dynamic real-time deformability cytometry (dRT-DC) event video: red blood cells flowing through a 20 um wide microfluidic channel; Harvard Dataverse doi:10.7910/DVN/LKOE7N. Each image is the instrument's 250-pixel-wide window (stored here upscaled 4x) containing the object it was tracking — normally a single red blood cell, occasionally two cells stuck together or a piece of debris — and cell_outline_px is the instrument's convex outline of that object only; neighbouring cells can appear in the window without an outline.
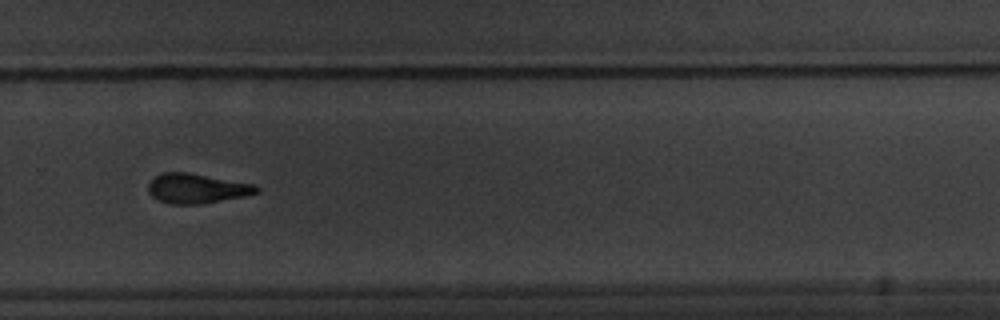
{"species": "common noctule bat (a hibernating species)", "species_latin": "Nyctalus noctula", "temperature_condition": "warm", "stored_images_in_passage": 16, "camera_frame_rate_fps": 3000, "um_per_image_px": 0.085, "animal": {"sex": "male", "body_mass_g": 20.1, "forearm_length_mm": 53.5}, "frame": {"image": 1, "passage_image": 10, "time_ms": 10.667, "image_size_px": [1000, 320], "cell_outline_px": [[260, 192], [244, 196], [200, 204], [168, 204], [156, 200], [148, 192], [148, 184], [156, 176], [164, 172], [188, 172], [256, 184], [260, 188]], "centroid_in_image_um": [16.73, 16.02], "position_along_channel_um": 313.1, "area_um2": 18.9}}
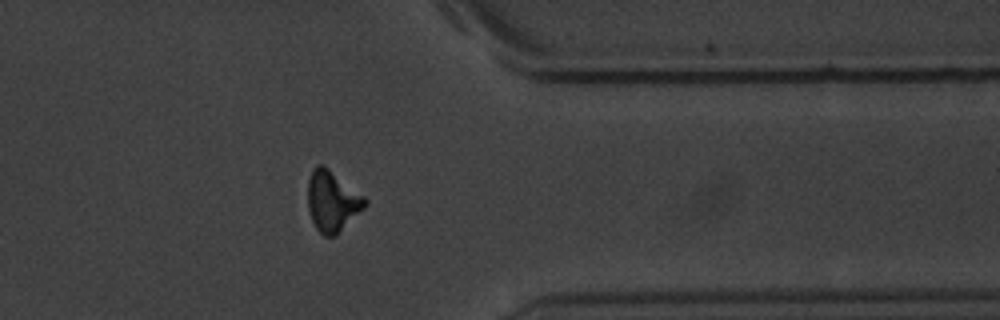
{"frame": {"image": 2, "passage_image": 12, "time_ms": 13.0, "image_size_px": [1000, 320], "cell_outline_px": [[368, 204], [336, 236], [324, 236], [316, 228], [312, 220], [308, 208], [308, 180], [312, 168], [316, 164], [324, 164], [364, 196], [368, 200]], "centroid_in_image_um": [28.24, 17.08], "position_along_channel_um": 383.2, "area_um2": 20.35}, "authors_computed_cell_mechanics": {"area_um2": 18.6694, "velocity_mm_per_s": 3.3829, "shape_relaxation_time_tau1_ms": 2.7508, "shape_relaxation_time_tau2_ms": 9.9128, "deformation_change_tau1": 0.1469, "deformation_change_tau2": 0.1842}}